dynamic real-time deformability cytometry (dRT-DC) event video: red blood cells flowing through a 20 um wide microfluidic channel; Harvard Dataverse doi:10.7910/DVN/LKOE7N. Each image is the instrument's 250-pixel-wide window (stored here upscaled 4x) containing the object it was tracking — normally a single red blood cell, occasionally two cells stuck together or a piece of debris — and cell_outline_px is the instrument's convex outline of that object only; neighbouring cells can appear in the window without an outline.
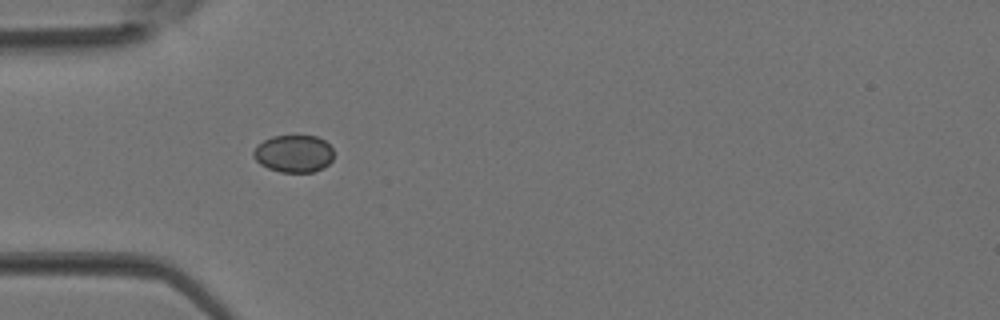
{"species": "Egyptian fruit bat (a non-hibernating species)", "species_latin": "Rousettus aegyptiacus", "temperature_condition": "room temperature", "stored_images_in_passage": 3, "camera_frame_rate_fps": 3000, "um_per_image_px": 0.085, "animal": {"sex": "female"}, "frame": {"image": 1, "passage_image": 2, "time_ms": 0.333, "image_size_px": [1000, 320], "cell_outline_px": [[332, 160], [324, 168], [312, 172], [280, 172], [268, 168], [260, 164], [252, 156], [252, 152], [256, 144], [272, 136], [316, 136], [324, 140], [332, 148]], "centroid_in_image_um": [24.94, 13.06], "position_along_channel_um": 60.1, "area_um2": 17.57}}
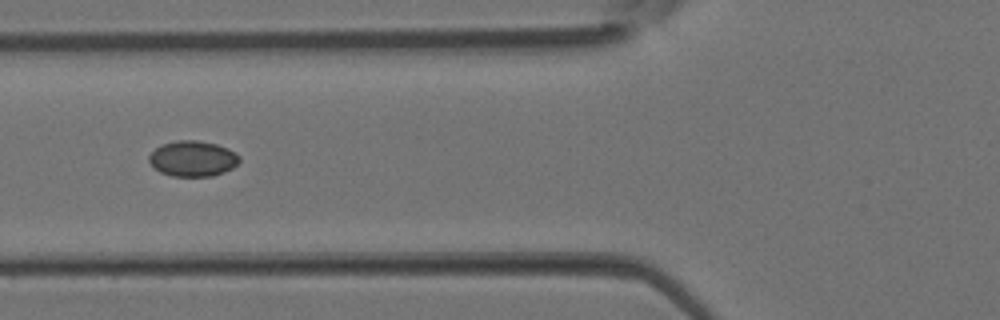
{"frame": {"image": 2, "passage_image": 3, "time_ms": 0.667, "image_size_px": [1000, 320], "cell_outline_px": [[240, 160], [232, 168], [224, 172], [212, 176], [172, 176], [160, 172], [148, 160], [148, 156], [160, 144], [176, 140], [196, 140], [216, 144], [228, 148], [236, 152], [240, 156]], "centroid_in_image_um": [16.39, 13.47], "position_along_channel_um": 109.4, "area_um2": 18.79}}